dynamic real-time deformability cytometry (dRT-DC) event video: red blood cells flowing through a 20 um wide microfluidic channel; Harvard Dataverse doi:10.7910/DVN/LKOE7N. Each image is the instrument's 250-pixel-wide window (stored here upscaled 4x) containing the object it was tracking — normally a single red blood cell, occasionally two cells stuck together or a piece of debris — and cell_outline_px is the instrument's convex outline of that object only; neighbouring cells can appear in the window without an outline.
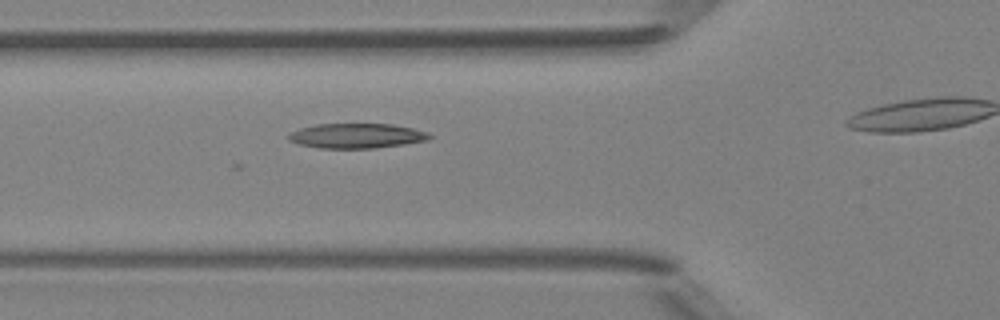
{"species": "Egyptian fruit bat (a non-hibernating species)", "species_latin": "Rousettus aegyptiacus", "temperature_condition": "room temperature", "stored_images_in_passage": 4, "segment_of_instrument_passage": [1, 2], "camera_frame_rate_fps": 3000, "um_per_image_px": 0.085, "animal": {"sex": "female"}, "frame": {"image": 1, "passage_image": 3, "time_ms": 2.333, "image_size_px": [1000, 320], "cell_outline_px": [[432, 136], [428, 140], [404, 144], [372, 148], [320, 148], [300, 144], [288, 140], [288, 136], [292, 132], [300, 128], [316, 124], [392, 124], [412, 128], [428, 132]], "centroid_in_image_um": [30.32, 11.54], "position_along_channel_um": 95.5, "area_um2": 20.23}}